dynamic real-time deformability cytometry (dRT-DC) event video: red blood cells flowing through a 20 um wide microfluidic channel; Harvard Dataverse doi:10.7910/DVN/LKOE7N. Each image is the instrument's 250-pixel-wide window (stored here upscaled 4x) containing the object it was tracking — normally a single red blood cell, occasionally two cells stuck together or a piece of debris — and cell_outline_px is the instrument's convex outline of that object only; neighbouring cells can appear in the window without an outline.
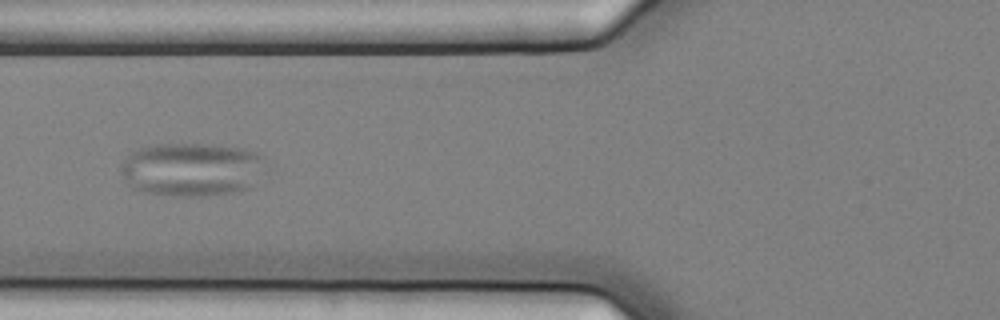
{"species": "common noctule bat (a hibernating species)", "species_latin": "Nyctalus noctula", "temperature_condition": "cold", "stored_images_in_passage": 6, "segment_of_instrument_passage": [2, 2], "camera_frame_rate_fps": 3000, "um_per_image_px": 0.085, "animal": {"sex": "female", "body_mass_g": 25.1}, "frame": {"image": 1, "passage_image": 2, "time_ms": 0.333, "image_size_px": [1000, 320], "cell_outline_px": [[276, 168], [252, 188], [232, 192], [204, 196], [180, 196], [144, 192], [132, 188], [128, 184], [120, 168], [124, 160], [132, 152], [140, 148], [160, 144], [208, 144], [244, 148], [256, 152], [264, 156]], "centroid_in_image_um": [16.52, 14.4], "position_along_channel_um": 109.3, "area_um2": 46.64}}